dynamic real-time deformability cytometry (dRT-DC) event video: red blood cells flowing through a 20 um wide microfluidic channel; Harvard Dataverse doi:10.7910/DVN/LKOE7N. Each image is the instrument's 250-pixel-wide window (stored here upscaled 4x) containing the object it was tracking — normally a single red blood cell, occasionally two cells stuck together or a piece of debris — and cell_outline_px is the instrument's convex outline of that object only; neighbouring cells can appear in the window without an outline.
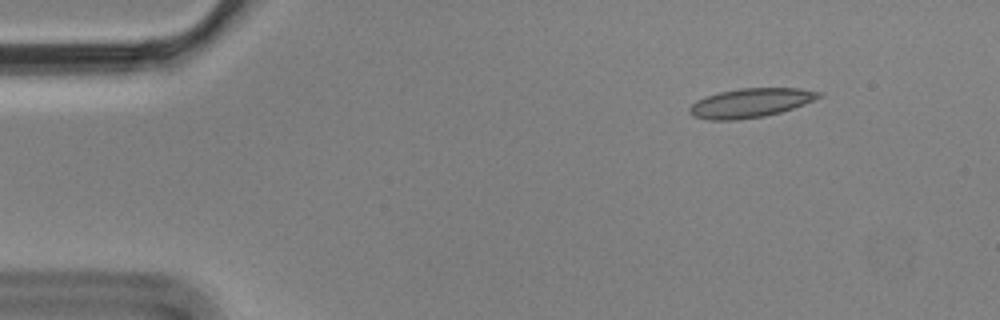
{"species": "Egyptian fruit bat (a non-hibernating species)", "species_latin": "Rousettus aegyptiacus", "temperature_condition": "cold", "stored_images_in_passage": 10, "camera_frame_rate_fps": 3000, "um_per_image_px": 0.085, "animal": {"sex": "male"}, "frame": {"image": 1, "passage_image": 1, "time_ms": 0.0, "image_size_px": [1000, 320], "cell_outline_px": [[824, 96], [804, 104], [780, 112], [764, 116], [736, 120], [708, 120], [692, 116], [688, 112], [688, 108], [696, 100], [720, 92], [740, 88], [800, 88], [824, 92]], "centroid_in_image_um": [63.81, 8.74], "position_along_channel_um": 21.2, "area_um2": 22.02}}
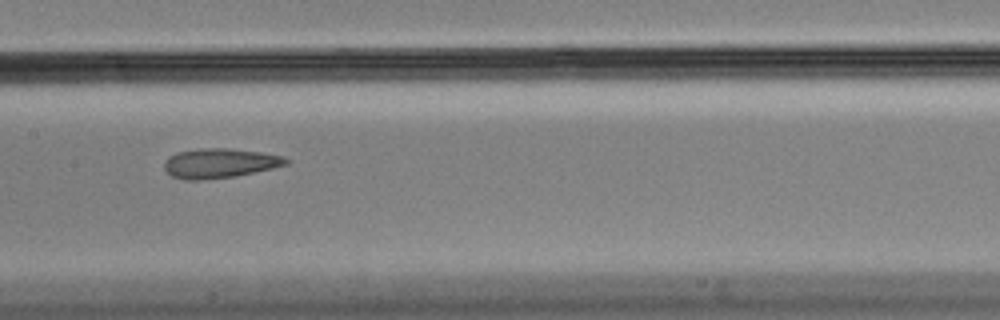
{"frame": {"image": 2, "passage_image": 7, "time_ms": 2.0, "image_size_px": [1000, 320], "cell_outline_px": [[292, 160], [288, 164], [272, 168], [236, 176], [200, 180], [184, 180], [172, 176], [164, 168], [164, 164], [176, 152], [200, 148], [224, 148], [260, 152], [280, 156]], "centroid_in_image_um": [18.68, 13.88], "position_along_channel_um": 188.7, "area_um2": 20.75}}
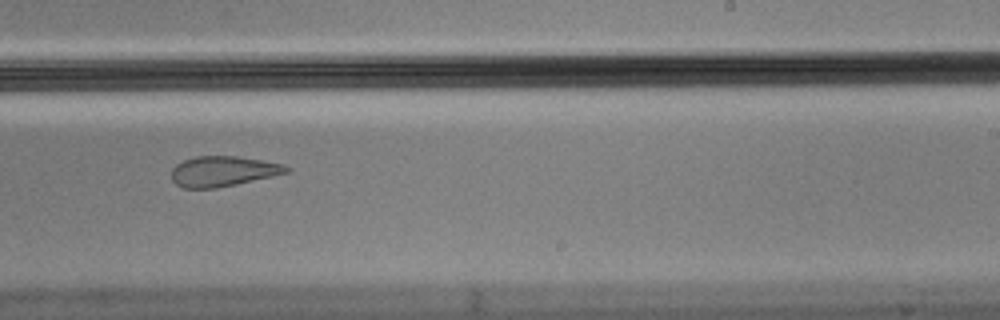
{"frame": {"image": 3, "passage_image": 9, "time_ms": 2.667, "image_size_px": [1000, 320], "cell_outline_px": [[292, 168], [288, 172], [272, 176], [236, 184], [216, 188], [184, 188], [176, 184], [172, 180], [172, 168], [176, 164], [184, 160], [196, 156], [236, 156], [284, 164]], "centroid_in_image_um": [18.95, 14.55], "position_along_channel_um": 270.1, "area_um2": 20.17}}